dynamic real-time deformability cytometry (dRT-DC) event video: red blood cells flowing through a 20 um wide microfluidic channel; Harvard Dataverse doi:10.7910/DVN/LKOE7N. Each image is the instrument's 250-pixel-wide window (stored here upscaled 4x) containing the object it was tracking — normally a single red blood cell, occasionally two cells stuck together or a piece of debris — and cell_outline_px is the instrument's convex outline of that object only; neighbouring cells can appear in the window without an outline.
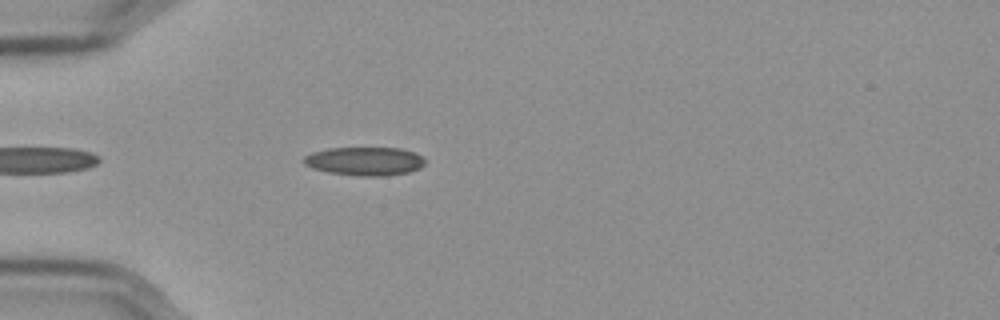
{"species": "Egyptian fruit bat (a non-hibernating species)", "species_latin": "Rousettus aegyptiacus", "temperature_condition": "cold", "stored_images_in_passage": 8, "camera_frame_rate_fps": 3000, "um_per_image_px": 0.085, "frame": {"image": 1, "passage_image": 4, "time_ms": 1.0, "image_size_px": [1000, 320], "cell_outline_px": [[424, 164], [420, 168], [408, 172], [388, 176], [360, 176], [328, 172], [312, 168], [304, 164], [304, 156], [312, 152], [328, 148], [400, 148], [416, 152], [424, 160]], "centroid_in_image_um": [31.0, 13.7], "position_along_channel_um": 54.0, "area_um2": 20.17}}